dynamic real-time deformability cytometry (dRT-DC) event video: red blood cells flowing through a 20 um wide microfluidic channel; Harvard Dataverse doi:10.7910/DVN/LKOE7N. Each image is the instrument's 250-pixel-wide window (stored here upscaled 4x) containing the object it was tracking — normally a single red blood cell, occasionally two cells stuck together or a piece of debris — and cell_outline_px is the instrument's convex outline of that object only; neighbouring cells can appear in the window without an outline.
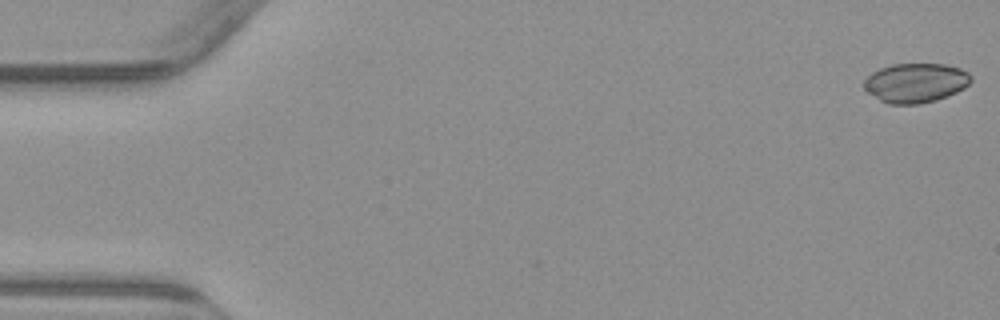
{"species": "common noctule bat (a hibernating species)", "species_latin": "Nyctalus noctula", "temperature_condition": "warm", "stored_images_in_passage": 54, "camera_frame_rate_fps": 3000, "um_per_image_px": 0.085, "animal": {"sex": "male", "body_mass_g": 23.1, "forearm_length_mm": 52.7}, "frame": {"image": 1, "passage_image": 1, "time_ms": 0.0, "image_size_px": [1000, 320], "cell_outline_px": [[972, 80], [964, 88], [948, 96], [936, 100], [920, 104], [888, 104], [880, 100], [868, 92], [864, 88], [864, 80], [872, 72], [880, 68], [892, 64], [944, 64], [960, 68], [968, 72], [972, 76]], "centroid_in_image_um": [77.84, 7.04], "position_along_channel_um": 7.2, "area_um2": 24.62}}
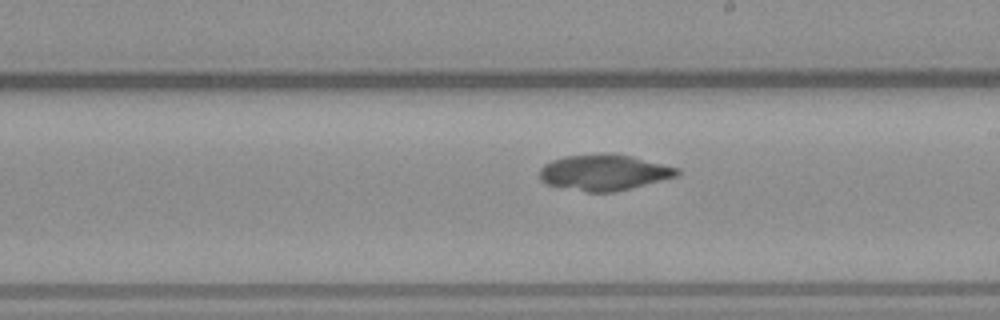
{"frame": {"image": 2, "passage_image": 31, "time_ms": 10.0, "image_size_px": [1000, 320], "cell_outline_px": [[680, 172], [676, 176], [612, 192], [588, 192], [544, 184], [540, 180], [540, 168], [544, 164], [552, 160], [564, 156], [608, 152], [612, 152], [632, 156], [680, 168]], "centroid_in_image_um": [51.3, 14.63], "position_along_channel_um": 237.7, "area_um2": 28.78}}
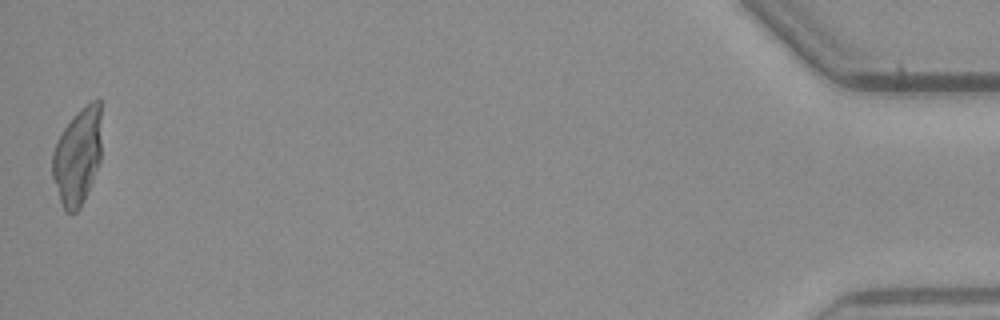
{"frame": {"image": 3, "passage_image": 54, "time_ms": 17.667, "image_size_px": [1000, 320], "cell_outline_px": [[100, 160], [84, 200], [80, 208], [76, 212], [64, 212], [52, 176], [52, 152], [56, 140], [64, 128], [76, 112], [92, 100], [100, 96]], "centroid_in_image_um": [6.57, 13.27], "position_along_channel_um": 428.6, "area_um2": 27.69}, "authors_computed_cell_mechanics": {"area_um2": 28.1486, "velocity_mm_per_s": 3.8298, "shape_relaxation_time_tau1_ms": null, "shape_relaxation_time_tau2_ms": 2.6245, "deformation_change_tau1": null, "deformation_change_tau2": 0.04}}